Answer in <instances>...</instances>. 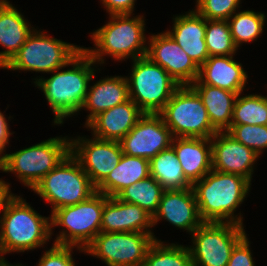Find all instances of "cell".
Masks as SVG:
<instances>
[{"label":"cell","mask_w":267,"mask_h":266,"mask_svg":"<svg viewBox=\"0 0 267 266\" xmlns=\"http://www.w3.org/2000/svg\"><path fill=\"white\" fill-rule=\"evenodd\" d=\"M0 259L4 254L42 247L52 236L51 217L39 215L25 199L10 193L0 212Z\"/></svg>","instance_id":"6da1fadb"},{"label":"cell","mask_w":267,"mask_h":266,"mask_svg":"<svg viewBox=\"0 0 267 266\" xmlns=\"http://www.w3.org/2000/svg\"><path fill=\"white\" fill-rule=\"evenodd\" d=\"M94 64L96 62L82 49L69 62L72 69L54 70L53 75L47 79L35 78V85L42 90L55 114L54 124H63L64 118L71 117L82 109L88 84L95 76L96 70L91 67Z\"/></svg>","instance_id":"7a4b0ae2"},{"label":"cell","mask_w":267,"mask_h":266,"mask_svg":"<svg viewBox=\"0 0 267 266\" xmlns=\"http://www.w3.org/2000/svg\"><path fill=\"white\" fill-rule=\"evenodd\" d=\"M251 182L238 174L208 172L192 185L199 214L203 222L235 223L243 225L234 211L242 204L250 191Z\"/></svg>","instance_id":"3957f363"},{"label":"cell","mask_w":267,"mask_h":266,"mask_svg":"<svg viewBox=\"0 0 267 266\" xmlns=\"http://www.w3.org/2000/svg\"><path fill=\"white\" fill-rule=\"evenodd\" d=\"M113 14L110 21L95 30L91 38L96 48L83 50L100 65L104 63L103 55H110L115 60H132L147 55L145 24L143 15Z\"/></svg>","instance_id":"277c9868"},{"label":"cell","mask_w":267,"mask_h":266,"mask_svg":"<svg viewBox=\"0 0 267 266\" xmlns=\"http://www.w3.org/2000/svg\"><path fill=\"white\" fill-rule=\"evenodd\" d=\"M32 190L51 204L52 213L61 207L83 202L96 193L90 177L71 153Z\"/></svg>","instance_id":"5b68a950"},{"label":"cell","mask_w":267,"mask_h":266,"mask_svg":"<svg viewBox=\"0 0 267 266\" xmlns=\"http://www.w3.org/2000/svg\"><path fill=\"white\" fill-rule=\"evenodd\" d=\"M107 198L105 194L96 192L83 202L61 207L51 213V228L64 227L54 244L75 246L83 252L101 232L102 211Z\"/></svg>","instance_id":"8992f818"},{"label":"cell","mask_w":267,"mask_h":266,"mask_svg":"<svg viewBox=\"0 0 267 266\" xmlns=\"http://www.w3.org/2000/svg\"><path fill=\"white\" fill-rule=\"evenodd\" d=\"M70 153V139L55 137L0 157V170L13 172L26 187L35 185Z\"/></svg>","instance_id":"52a82bcc"},{"label":"cell","mask_w":267,"mask_h":266,"mask_svg":"<svg viewBox=\"0 0 267 266\" xmlns=\"http://www.w3.org/2000/svg\"><path fill=\"white\" fill-rule=\"evenodd\" d=\"M128 81L129 99L143 113L158 114L180 86L169 73L149 57L133 60Z\"/></svg>","instance_id":"ba28073f"},{"label":"cell","mask_w":267,"mask_h":266,"mask_svg":"<svg viewBox=\"0 0 267 266\" xmlns=\"http://www.w3.org/2000/svg\"><path fill=\"white\" fill-rule=\"evenodd\" d=\"M82 49L80 46L49 37L43 31L34 28L26 42L3 69L52 73L68 66Z\"/></svg>","instance_id":"9c48e42d"},{"label":"cell","mask_w":267,"mask_h":266,"mask_svg":"<svg viewBox=\"0 0 267 266\" xmlns=\"http://www.w3.org/2000/svg\"><path fill=\"white\" fill-rule=\"evenodd\" d=\"M158 114L173 138H211L218 132L212 126L201 98L190 85L179 86Z\"/></svg>","instance_id":"30bf717a"},{"label":"cell","mask_w":267,"mask_h":266,"mask_svg":"<svg viewBox=\"0 0 267 266\" xmlns=\"http://www.w3.org/2000/svg\"><path fill=\"white\" fill-rule=\"evenodd\" d=\"M245 235L240 224L203 222L188 247L193 266H227L233 248Z\"/></svg>","instance_id":"8fae6325"},{"label":"cell","mask_w":267,"mask_h":266,"mask_svg":"<svg viewBox=\"0 0 267 266\" xmlns=\"http://www.w3.org/2000/svg\"><path fill=\"white\" fill-rule=\"evenodd\" d=\"M157 238L142 232H100L84 252L100 258L107 266H142Z\"/></svg>","instance_id":"7c38bea8"},{"label":"cell","mask_w":267,"mask_h":266,"mask_svg":"<svg viewBox=\"0 0 267 266\" xmlns=\"http://www.w3.org/2000/svg\"><path fill=\"white\" fill-rule=\"evenodd\" d=\"M70 153L78 160L96 188L118 165L123 154L119 141L80 136L70 139Z\"/></svg>","instance_id":"4fadbf2b"},{"label":"cell","mask_w":267,"mask_h":266,"mask_svg":"<svg viewBox=\"0 0 267 266\" xmlns=\"http://www.w3.org/2000/svg\"><path fill=\"white\" fill-rule=\"evenodd\" d=\"M173 136L159 114L144 113L120 141L122 152L148 159L171 146Z\"/></svg>","instance_id":"5bb4252c"},{"label":"cell","mask_w":267,"mask_h":266,"mask_svg":"<svg viewBox=\"0 0 267 266\" xmlns=\"http://www.w3.org/2000/svg\"><path fill=\"white\" fill-rule=\"evenodd\" d=\"M147 57L164 68L180 85H191L198 77L199 67L165 31L148 38Z\"/></svg>","instance_id":"9a60e30c"},{"label":"cell","mask_w":267,"mask_h":266,"mask_svg":"<svg viewBox=\"0 0 267 266\" xmlns=\"http://www.w3.org/2000/svg\"><path fill=\"white\" fill-rule=\"evenodd\" d=\"M212 169L238 174L250 182L254 164L259 157L251 148L238 142L227 131H218L211 137Z\"/></svg>","instance_id":"2e32d148"},{"label":"cell","mask_w":267,"mask_h":266,"mask_svg":"<svg viewBox=\"0 0 267 266\" xmlns=\"http://www.w3.org/2000/svg\"><path fill=\"white\" fill-rule=\"evenodd\" d=\"M160 219L192 234L203 223L193 188L165 190L152 217L153 226Z\"/></svg>","instance_id":"e0dca14e"},{"label":"cell","mask_w":267,"mask_h":266,"mask_svg":"<svg viewBox=\"0 0 267 266\" xmlns=\"http://www.w3.org/2000/svg\"><path fill=\"white\" fill-rule=\"evenodd\" d=\"M152 216L136 204L108 197L102 211L101 232L150 233Z\"/></svg>","instance_id":"ac0fdd59"},{"label":"cell","mask_w":267,"mask_h":266,"mask_svg":"<svg viewBox=\"0 0 267 266\" xmlns=\"http://www.w3.org/2000/svg\"><path fill=\"white\" fill-rule=\"evenodd\" d=\"M139 107L129 99L95 116L85 127L91 128L93 137L120 141L143 116Z\"/></svg>","instance_id":"d6986e66"},{"label":"cell","mask_w":267,"mask_h":266,"mask_svg":"<svg viewBox=\"0 0 267 266\" xmlns=\"http://www.w3.org/2000/svg\"><path fill=\"white\" fill-rule=\"evenodd\" d=\"M173 20V29L166 32L200 67L209 57L205 42L206 19L194 9Z\"/></svg>","instance_id":"ffe728a7"},{"label":"cell","mask_w":267,"mask_h":266,"mask_svg":"<svg viewBox=\"0 0 267 266\" xmlns=\"http://www.w3.org/2000/svg\"><path fill=\"white\" fill-rule=\"evenodd\" d=\"M233 55L210 56L199 67V74L193 83L215 86L237 94L242 93L248 75L241 63L233 59Z\"/></svg>","instance_id":"44dd1931"},{"label":"cell","mask_w":267,"mask_h":266,"mask_svg":"<svg viewBox=\"0 0 267 266\" xmlns=\"http://www.w3.org/2000/svg\"><path fill=\"white\" fill-rule=\"evenodd\" d=\"M171 146L192 185L212 170L211 138L176 137Z\"/></svg>","instance_id":"7402d4cb"},{"label":"cell","mask_w":267,"mask_h":266,"mask_svg":"<svg viewBox=\"0 0 267 266\" xmlns=\"http://www.w3.org/2000/svg\"><path fill=\"white\" fill-rule=\"evenodd\" d=\"M28 23L9 1L0 0V45L6 49L0 52L1 68L12 59L33 32V27Z\"/></svg>","instance_id":"603a6c76"},{"label":"cell","mask_w":267,"mask_h":266,"mask_svg":"<svg viewBox=\"0 0 267 266\" xmlns=\"http://www.w3.org/2000/svg\"><path fill=\"white\" fill-rule=\"evenodd\" d=\"M89 87L90 89H88L82 107L90 111L85 126L99 113L129 100L128 81L126 77H107Z\"/></svg>","instance_id":"cb8c5ba5"},{"label":"cell","mask_w":267,"mask_h":266,"mask_svg":"<svg viewBox=\"0 0 267 266\" xmlns=\"http://www.w3.org/2000/svg\"><path fill=\"white\" fill-rule=\"evenodd\" d=\"M190 86L206 107L212 126L217 131H227L232 122L234 104L238 94L203 83H192Z\"/></svg>","instance_id":"d4e9b609"},{"label":"cell","mask_w":267,"mask_h":266,"mask_svg":"<svg viewBox=\"0 0 267 266\" xmlns=\"http://www.w3.org/2000/svg\"><path fill=\"white\" fill-rule=\"evenodd\" d=\"M150 176L148 159L122 154L118 165L96 188V192L116 197L124 188Z\"/></svg>","instance_id":"484cf974"},{"label":"cell","mask_w":267,"mask_h":266,"mask_svg":"<svg viewBox=\"0 0 267 266\" xmlns=\"http://www.w3.org/2000/svg\"><path fill=\"white\" fill-rule=\"evenodd\" d=\"M150 176L165 190L187 189L192 184L186 179L172 146L159 152L150 161Z\"/></svg>","instance_id":"4316f807"},{"label":"cell","mask_w":267,"mask_h":266,"mask_svg":"<svg viewBox=\"0 0 267 266\" xmlns=\"http://www.w3.org/2000/svg\"><path fill=\"white\" fill-rule=\"evenodd\" d=\"M164 191L161 184L149 176L127 186L116 197L121 201L138 205L153 217Z\"/></svg>","instance_id":"83f0119b"},{"label":"cell","mask_w":267,"mask_h":266,"mask_svg":"<svg viewBox=\"0 0 267 266\" xmlns=\"http://www.w3.org/2000/svg\"><path fill=\"white\" fill-rule=\"evenodd\" d=\"M264 13L245 10L235 12L227 21L233 42L238 48L242 43L256 40L263 33Z\"/></svg>","instance_id":"f1b7e54d"},{"label":"cell","mask_w":267,"mask_h":266,"mask_svg":"<svg viewBox=\"0 0 267 266\" xmlns=\"http://www.w3.org/2000/svg\"><path fill=\"white\" fill-rule=\"evenodd\" d=\"M142 266H193L188 246L165 244L156 239L149 247Z\"/></svg>","instance_id":"f546056e"},{"label":"cell","mask_w":267,"mask_h":266,"mask_svg":"<svg viewBox=\"0 0 267 266\" xmlns=\"http://www.w3.org/2000/svg\"><path fill=\"white\" fill-rule=\"evenodd\" d=\"M238 94L231 124L267 125V97Z\"/></svg>","instance_id":"4dcf8cb0"},{"label":"cell","mask_w":267,"mask_h":266,"mask_svg":"<svg viewBox=\"0 0 267 266\" xmlns=\"http://www.w3.org/2000/svg\"><path fill=\"white\" fill-rule=\"evenodd\" d=\"M205 42L210 56L235 55V46L227 20H207Z\"/></svg>","instance_id":"1f68e13d"},{"label":"cell","mask_w":267,"mask_h":266,"mask_svg":"<svg viewBox=\"0 0 267 266\" xmlns=\"http://www.w3.org/2000/svg\"><path fill=\"white\" fill-rule=\"evenodd\" d=\"M227 132L258 155L267 148V125L231 124Z\"/></svg>","instance_id":"d6a6232c"},{"label":"cell","mask_w":267,"mask_h":266,"mask_svg":"<svg viewBox=\"0 0 267 266\" xmlns=\"http://www.w3.org/2000/svg\"><path fill=\"white\" fill-rule=\"evenodd\" d=\"M241 0H196V11L207 20H228Z\"/></svg>","instance_id":"836d02e7"},{"label":"cell","mask_w":267,"mask_h":266,"mask_svg":"<svg viewBox=\"0 0 267 266\" xmlns=\"http://www.w3.org/2000/svg\"><path fill=\"white\" fill-rule=\"evenodd\" d=\"M75 246L57 245L44 252L37 266H75L71 251Z\"/></svg>","instance_id":"e575fe53"},{"label":"cell","mask_w":267,"mask_h":266,"mask_svg":"<svg viewBox=\"0 0 267 266\" xmlns=\"http://www.w3.org/2000/svg\"><path fill=\"white\" fill-rule=\"evenodd\" d=\"M249 247L250 242L245 235L233 248L227 266H255Z\"/></svg>","instance_id":"d590c367"},{"label":"cell","mask_w":267,"mask_h":266,"mask_svg":"<svg viewBox=\"0 0 267 266\" xmlns=\"http://www.w3.org/2000/svg\"><path fill=\"white\" fill-rule=\"evenodd\" d=\"M109 15L132 14L136 0H101Z\"/></svg>","instance_id":"8d00e7d4"},{"label":"cell","mask_w":267,"mask_h":266,"mask_svg":"<svg viewBox=\"0 0 267 266\" xmlns=\"http://www.w3.org/2000/svg\"><path fill=\"white\" fill-rule=\"evenodd\" d=\"M13 132L11 133L9 131V125L8 122L3 115V113L0 111V157L3 155L5 152L6 145L9 144V137L12 135Z\"/></svg>","instance_id":"74e56055"},{"label":"cell","mask_w":267,"mask_h":266,"mask_svg":"<svg viewBox=\"0 0 267 266\" xmlns=\"http://www.w3.org/2000/svg\"><path fill=\"white\" fill-rule=\"evenodd\" d=\"M10 184L0 179V209L4 199L11 193Z\"/></svg>","instance_id":"f35d334b"},{"label":"cell","mask_w":267,"mask_h":266,"mask_svg":"<svg viewBox=\"0 0 267 266\" xmlns=\"http://www.w3.org/2000/svg\"><path fill=\"white\" fill-rule=\"evenodd\" d=\"M19 264L20 263L13 265V264H10L8 262H3L0 266H23L22 264H20V265Z\"/></svg>","instance_id":"ab89813d"}]
</instances>
